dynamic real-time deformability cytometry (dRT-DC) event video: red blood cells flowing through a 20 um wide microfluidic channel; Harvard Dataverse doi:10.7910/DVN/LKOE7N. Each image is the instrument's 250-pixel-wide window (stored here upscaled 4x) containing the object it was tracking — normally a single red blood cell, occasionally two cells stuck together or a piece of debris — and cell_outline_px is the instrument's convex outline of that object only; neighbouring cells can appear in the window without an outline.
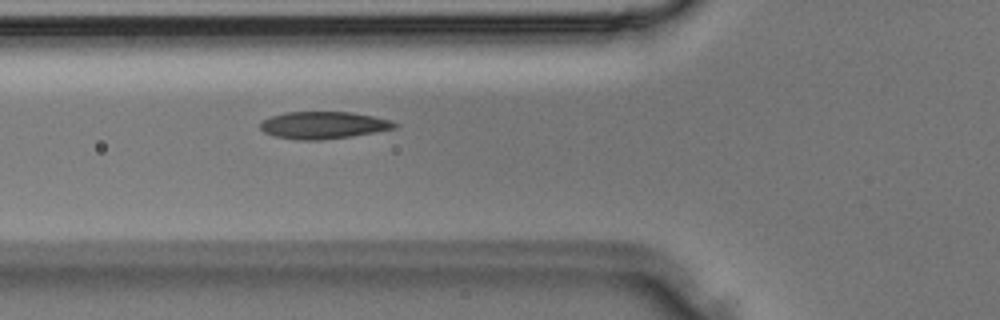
{"species": "Egyptian fruit bat (a non-hibernating species)", "species_latin": "Rousettus aegyptiacus", "temperature_condition": "room temperature", "stored_images_in_passage": 39, "segment_of_instrument_passage": [1, 2], "camera_frame_rate_fps": 3000, "um_per_image_px": 0.085, "animal": {"sex": "male"}, "frame": {"image": 1, "passage_image": 14, "time_ms": 4.333, "image_size_px": [1000, 320], "cell_outline_px": [[400, 124], [396, 128], [352, 136], [320, 140], [300, 140], [272, 136], [264, 132], [260, 128], [260, 120], [284, 112], [352, 112], [372, 116], [388, 120]], "centroid_in_image_um": [27.45, 10.64], "position_along_channel_um": 98.4, "area_um2": 21.33}}
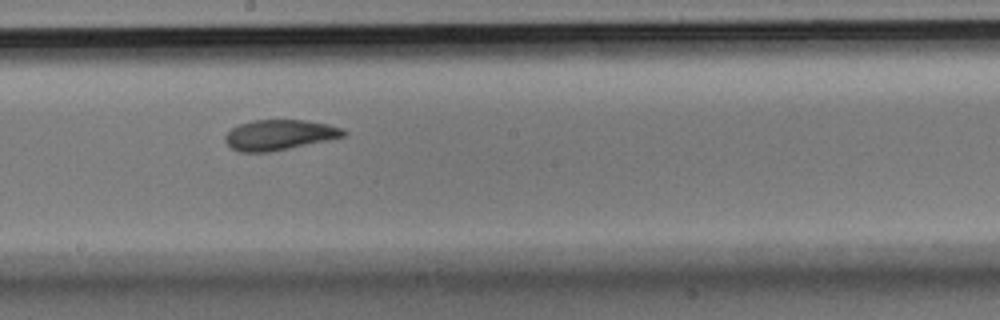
{"frame": {"image": 2, "passage_image": 21, "time_ms": 6.667, "image_size_px": [1000, 320], "cell_outline_px": [[348, 132], [344, 136], [328, 140], [268, 152], [240, 152], [232, 148], [224, 140], [224, 136], [232, 128], [240, 124], [252, 120], [304, 120], [328, 124], [340, 128]], "centroid_in_image_um": [23.72, 11.46], "position_along_channel_um": 224.5, "area_um2": 20.69}}
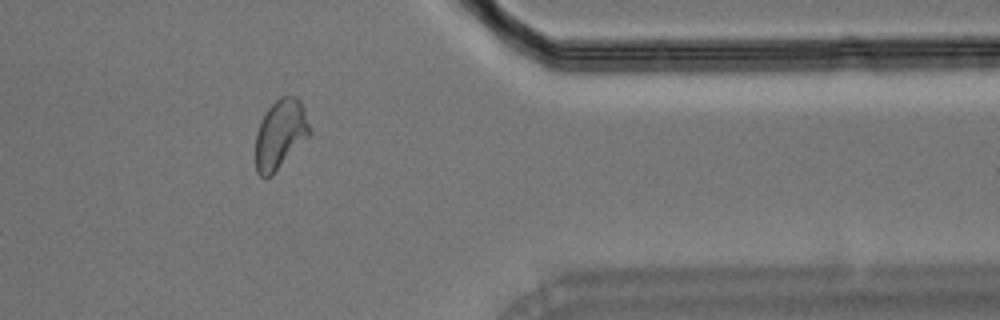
{"frame": {"image": 3, "passage_image": 31, "time_ms": 10.0, "image_size_px": [1000, 320], "cell_outline_px": [[312, 132], [272, 176], [260, 176], [256, 172], [256, 132], [260, 120], [268, 108], [280, 96], [296, 96], [300, 100], [304, 108]], "centroid_in_image_um": [23.83, 11.39], "position_along_channel_um": 387.6, "area_um2": 21.85}}